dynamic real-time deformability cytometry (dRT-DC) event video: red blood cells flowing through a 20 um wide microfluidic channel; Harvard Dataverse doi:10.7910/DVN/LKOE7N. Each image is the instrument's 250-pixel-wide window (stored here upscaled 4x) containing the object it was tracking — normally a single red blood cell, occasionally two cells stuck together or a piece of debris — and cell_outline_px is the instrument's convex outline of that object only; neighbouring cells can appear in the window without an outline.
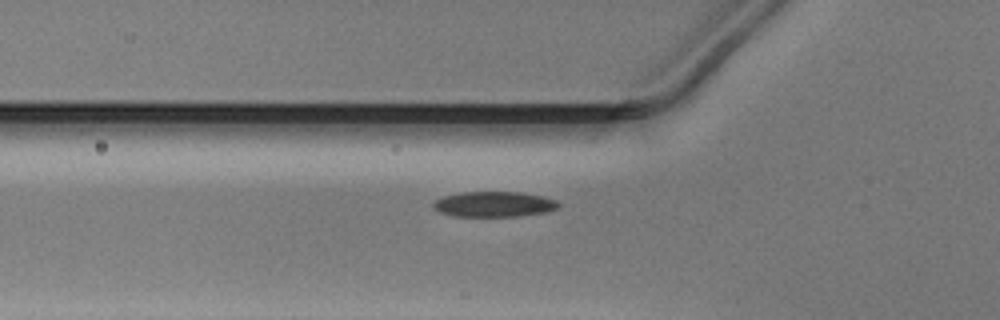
{"species": "Egyptian fruit bat (a non-hibernating species)", "species_latin": "Rousettus aegyptiacus", "temperature_condition": "warm", "stored_images_in_passage": 37, "camera_frame_rate_fps": 3000, "um_per_image_px": 0.085, "animal": {"sex": "male"}, "frame": {"image": 1, "passage_image": 8, "time_ms": 2.333, "image_size_px": [1000, 320], "cell_outline_px": [[560, 208], [544, 212], [520, 216], [452, 216], [440, 212], [432, 208], [432, 204], [436, 200], [444, 196], [460, 192], [520, 192], [540, 196], [556, 200], [560, 204]], "centroid_in_image_um": [41.97, 17.36], "position_along_channel_um": 83.8, "area_um2": 18.5}}
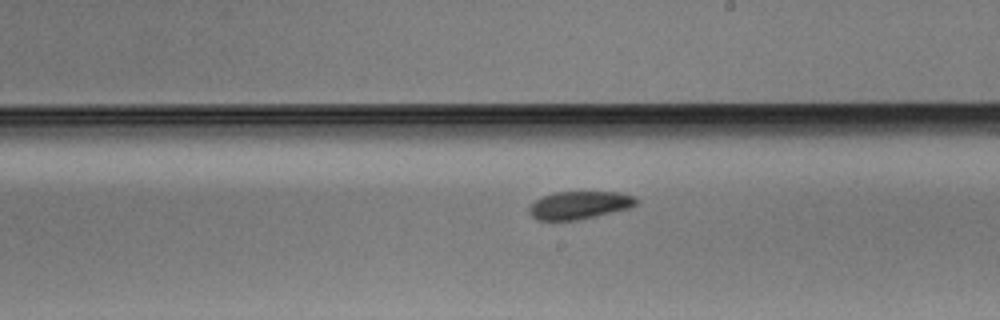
{"frame": {"image": 2, "passage_image": 20, "time_ms": 6.333, "image_size_px": [1000, 320], "cell_outline_px": [[640, 200], [632, 208], [596, 216], [576, 220], [536, 220], [528, 212], [528, 208], [540, 196], [552, 192], [620, 192], [636, 196]], "centroid_in_image_um": [49.28, 17.43], "position_along_channel_um": 239.7, "area_um2": 17.69}}
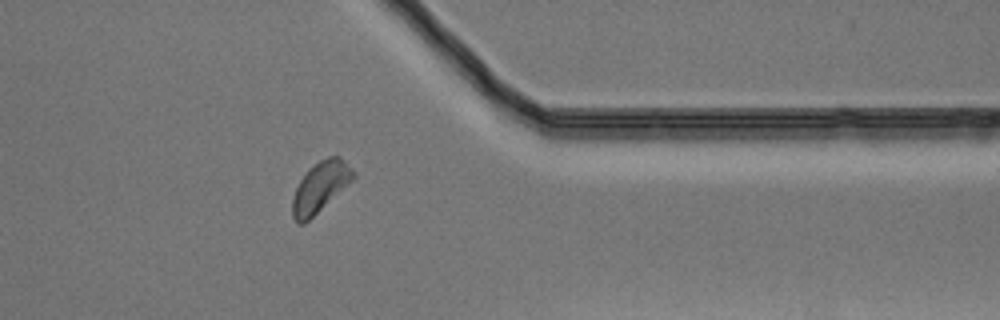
{"frame": {"image": 3, "passage_image": 32, "time_ms": 10.333, "image_size_px": [1000, 320], "cell_outline_px": [[356, 176], [348, 184], [304, 224], [296, 224], [292, 216], [292, 200], [296, 188], [300, 180], [320, 160], [328, 156], [340, 156], [356, 172]], "centroid_in_image_um": [27.23, 15.9], "position_along_channel_um": 384.2, "area_um2": 17.46}}